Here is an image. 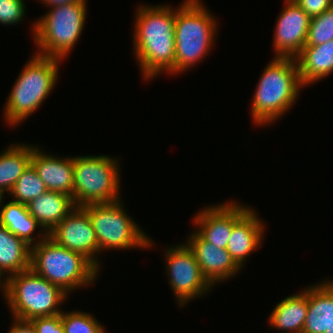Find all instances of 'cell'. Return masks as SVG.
Segmentation results:
<instances>
[{
	"mask_svg": "<svg viewBox=\"0 0 333 333\" xmlns=\"http://www.w3.org/2000/svg\"><path fill=\"white\" fill-rule=\"evenodd\" d=\"M135 15V60L143 80L153 81L175 67V8L166 4L138 5Z\"/></svg>",
	"mask_w": 333,
	"mask_h": 333,
	"instance_id": "cell-1",
	"label": "cell"
},
{
	"mask_svg": "<svg viewBox=\"0 0 333 333\" xmlns=\"http://www.w3.org/2000/svg\"><path fill=\"white\" fill-rule=\"evenodd\" d=\"M304 85L294 58L273 57L256 86L251 116L257 126L279 120L297 101Z\"/></svg>",
	"mask_w": 333,
	"mask_h": 333,
	"instance_id": "cell-2",
	"label": "cell"
},
{
	"mask_svg": "<svg viewBox=\"0 0 333 333\" xmlns=\"http://www.w3.org/2000/svg\"><path fill=\"white\" fill-rule=\"evenodd\" d=\"M201 0H184L175 8V67L169 75L187 72L209 54L217 35V19Z\"/></svg>",
	"mask_w": 333,
	"mask_h": 333,
	"instance_id": "cell-3",
	"label": "cell"
},
{
	"mask_svg": "<svg viewBox=\"0 0 333 333\" xmlns=\"http://www.w3.org/2000/svg\"><path fill=\"white\" fill-rule=\"evenodd\" d=\"M61 61L35 53L23 66L4 104V119L9 126H19L48 98L56 85Z\"/></svg>",
	"mask_w": 333,
	"mask_h": 333,
	"instance_id": "cell-4",
	"label": "cell"
},
{
	"mask_svg": "<svg viewBox=\"0 0 333 333\" xmlns=\"http://www.w3.org/2000/svg\"><path fill=\"white\" fill-rule=\"evenodd\" d=\"M30 268L68 295L94 284L101 271L88 258L58 245L48 235L31 247Z\"/></svg>",
	"mask_w": 333,
	"mask_h": 333,
	"instance_id": "cell-5",
	"label": "cell"
},
{
	"mask_svg": "<svg viewBox=\"0 0 333 333\" xmlns=\"http://www.w3.org/2000/svg\"><path fill=\"white\" fill-rule=\"evenodd\" d=\"M86 0L49 9L32 27L36 54L64 60L77 44L85 26Z\"/></svg>",
	"mask_w": 333,
	"mask_h": 333,
	"instance_id": "cell-6",
	"label": "cell"
},
{
	"mask_svg": "<svg viewBox=\"0 0 333 333\" xmlns=\"http://www.w3.org/2000/svg\"><path fill=\"white\" fill-rule=\"evenodd\" d=\"M75 206L120 201V165L108 155L73 156Z\"/></svg>",
	"mask_w": 333,
	"mask_h": 333,
	"instance_id": "cell-7",
	"label": "cell"
},
{
	"mask_svg": "<svg viewBox=\"0 0 333 333\" xmlns=\"http://www.w3.org/2000/svg\"><path fill=\"white\" fill-rule=\"evenodd\" d=\"M8 296L5 301L12 316L23 320L54 316L68 294L59 286L37 275L31 268L9 276Z\"/></svg>",
	"mask_w": 333,
	"mask_h": 333,
	"instance_id": "cell-8",
	"label": "cell"
},
{
	"mask_svg": "<svg viewBox=\"0 0 333 333\" xmlns=\"http://www.w3.org/2000/svg\"><path fill=\"white\" fill-rule=\"evenodd\" d=\"M122 201L87 204L82 206L88 213L98 240V253L105 250L146 249L155 246L145 231L134 222Z\"/></svg>",
	"mask_w": 333,
	"mask_h": 333,
	"instance_id": "cell-9",
	"label": "cell"
},
{
	"mask_svg": "<svg viewBox=\"0 0 333 333\" xmlns=\"http://www.w3.org/2000/svg\"><path fill=\"white\" fill-rule=\"evenodd\" d=\"M166 274L174 292L176 303L181 307L194 298L210 292L213 286L203 276L194 252L186 243L165 250Z\"/></svg>",
	"mask_w": 333,
	"mask_h": 333,
	"instance_id": "cell-10",
	"label": "cell"
},
{
	"mask_svg": "<svg viewBox=\"0 0 333 333\" xmlns=\"http://www.w3.org/2000/svg\"><path fill=\"white\" fill-rule=\"evenodd\" d=\"M58 245L88 258L99 270L98 240L88 213L82 206L74 209L48 233Z\"/></svg>",
	"mask_w": 333,
	"mask_h": 333,
	"instance_id": "cell-11",
	"label": "cell"
},
{
	"mask_svg": "<svg viewBox=\"0 0 333 333\" xmlns=\"http://www.w3.org/2000/svg\"><path fill=\"white\" fill-rule=\"evenodd\" d=\"M251 208L236 201L204 207L193 217L195 231L215 247L226 249L233 226Z\"/></svg>",
	"mask_w": 333,
	"mask_h": 333,
	"instance_id": "cell-12",
	"label": "cell"
},
{
	"mask_svg": "<svg viewBox=\"0 0 333 333\" xmlns=\"http://www.w3.org/2000/svg\"><path fill=\"white\" fill-rule=\"evenodd\" d=\"M277 18L272 44L274 57L295 59L306 44L311 18L293 0L285 1Z\"/></svg>",
	"mask_w": 333,
	"mask_h": 333,
	"instance_id": "cell-13",
	"label": "cell"
},
{
	"mask_svg": "<svg viewBox=\"0 0 333 333\" xmlns=\"http://www.w3.org/2000/svg\"><path fill=\"white\" fill-rule=\"evenodd\" d=\"M187 238L185 243L194 252L203 276L213 287L243 270L235 263L226 249L215 247L212 243L205 241L195 229Z\"/></svg>",
	"mask_w": 333,
	"mask_h": 333,
	"instance_id": "cell-14",
	"label": "cell"
},
{
	"mask_svg": "<svg viewBox=\"0 0 333 333\" xmlns=\"http://www.w3.org/2000/svg\"><path fill=\"white\" fill-rule=\"evenodd\" d=\"M40 149V146H33L31 165L44 182L47 190L67 194L73 199V157L59 158L58 156L44 153Z\"/></svg>",
	"mask_w": 333,
	"mask_h": 333,
	"instance_id": "cell-15",
	"label": "cell"
},
{
	"mask_svg": "<svg viewBox=\"0 0 333 333\" xmlns=\"http://www.w3.org/2000/svg\"><path fill=\"white\" fill-rule=\"evenodd\" d=\"M252 208L233 226L226 250L242 269L245 260L263 243L265 224Z\"/></svg>",
	"mask_w": 333,
	"mask_h": 333,
	"instance_id": "cell-16",
	"label": "cell"
},
{
	"mask_svg": "<svg viewBox=\"0 0 333 333\" xmlns=\"http://www.w3.org/2000/svg\"><path fill=\"white\" fill-rule=\"evenodd\" d=\"M333 322V280L308 286V312L302 333H325Z\"/></svg>",
	"mask_w": 333,
	"mask_h": 333,
	"instance_id": "cell-17",
	"label": "cell"
},
{
	"mask_svg": "<svg viewBox=\"0 0 333 333\" xmlns=\"http://www.w3.org/2000/svg\"><path fill=\"white\" fill-rule=\"evenodd\" d=\"M75 207L71 196L47 190L35 198L27 208L37 223L48 234L53 230Z\"/></svg>",
	"mask_w": 333,
	"mask_h": 333,
	"instance_id": "cell-18",
	"label": "cell"
},
{
	"mask_svg": "<svg viewBox=\"0 0 333 333\" xmlns=\"http://www.w3.org/2000/svg\"><path fill=\"white\" fill-rule=\"evenodd\" d=\"M304 87L333 73V40L317 46H304L295 58Z\"/></svg>",
	"mask_w": 333,
	"mask_h": 333,
	"instance_id": "cell-19",
	"label": "cell"
},
{
	"mask_svg": "<svg viewBox=\"0 0 333 333\" xmlns=\"http://www.w3.org/2000/svg\"><path fill=\"white\" fill-rule=\"evenodd\" d=\"M308 312V287L290 295L275 305L268 323L282 333H302Z\"/></svg>",
	"mask_w": 333,
	"mask_h": 333,
	"instance_id": "cell-20",
	"label": "cell"
},
{
	"mask_svg": "<svg viewBox=\"0 0 333 333\" xmlns=\"http://www.w3.org/2000/svg\"><path fill=\"white\" fill-rule=\"evenodd\" d=\"M4 198L0 202V224L31 247L38 244L48 235L37 223V220L29 213L27 205L12 200L6 204H2L4 203ZM38 228L42 231L37 234L38 238H36V236H33V233L35 234ZM34 240L36 241L34 242Z\"/></svg>",
	"mask_w": 333,
	"mask_h": 333,
	"instance_id": "cell-21",
	"label": "cell"
},
{
	"mask_svg": "<svg viewBox=\"0 0 333 333\" xmlns=\"http://www.w3.org/2000/svg\"><path fill=\"white\" fill-rule=\"evenodd\" d=\"M30 266L31 246L0 224V270L9 277Z\"/></svg>",
	"mask_w": 333,
	"mask_h": 333,
	"instance_id": "cell-22",
	"label": "cell"
},
{
	"mask_svg": "<svg viewBox=\"0 0 333 333\" xmlns=\"http://www.w3.org/2000/svg\"><path fill=\"white\" fill-rule=\"evenodd\" d=\"M10 144L0 152V193H9L17 179L31 164L33 145Z\"/></svg>",
	"mask_w": 333,
	"mask_h": 333,
	"instance_id": "cell-23",
	"label": "cell"
},
{
	"mask_svg": "<svg viewBox=\"0 0 333 333\" xmlns=\"http://www.w3.org/2000/svg\"><path fill=\"white\" fill-rule=\"evenodd\" d=\"M46 191L47 188L44 182L30 164L7 195L12 196V201L27 205Z\"/></svg>",
	"mask_w": 333,
	"mask_h": 333,
	"instance_id": "cell-24",
	"label": "cell"
},
{
	"mask_svg": "<svg viewBox=\"0 0 333 333\" xmlns=\"http://www.w3.org/2000/svg\"><path fill=\"white\" fill-rule=\"evenodd\" d=\"M61 321L65 333H106L103 325L89 312L64 311Z\"/></svg>",
	"mask_w": 333,
	"mask_h": 333,
	"instance_id": "cell-25",
	"label": "cell"
},
{
	"mask_svg": "<svg viewBox=\"0 0 333 333\" xmlns=\"http://www.w3.org/2000/svg\"><path fill=\"white\" fill-rule=\"evenodd\" d=\"M333 40V6L311 18L305 46H317Z\"/></svg>",
	"mask_w": 333,
	"mask_h": 333,
	"instance_id": "cell-26",
	"label": "cell"
},
{
	"mask_svg": "<svg viewBox=\"0 0 333 333\" xmlns=\"http://www.w3.org/2000/svg\"><path fill=\"white\" fill-rule=\"evenodd\" d=\"M25 9V0H0V24H20L25 19Z\"/></svg>",
	"mask_w": 333,
	"mask_h": 333,
	"instance_id": "cell-27",
	"label": "cell"
},
{
	"mask_svg": "<svg viewBox=\"0 0 333 333\" xmlns=\"http://www.w3.org/2000/svg\"><path fill=\"white\" fill-rule=\"evenodd\" d=\"M31 321L36 333H65L61 313L54 316L35 317Z\"/></svg>",
	"mask_w": 333,
	"mask_h": 333,
	"instance_id": "cell-28",
	"label": "cell"
},
{
	"mask_svg": "<svg viewBox=\"0 0 333 333\" xmlns=\"http://www.w3.org/2000/svg\"><path fill=\"white\" fill-rule=\"evenodd\" d=\"M310 17H316L333 6V0H293Z\"/></svg>",
	"mask_w": 333,
	"mask_h": 333,
	"instance_id": "cell-29",
	"label": "cell"
},
{
	"mask_svg": "<svg viewBox=\"0 0 333 333\" xmlns=\"http://www.w3.org/2000/svg\"><path fill=\"white\" fill-rule=\"evenodd\" d=\"M13 325L9 329L8 333H36L35 326L31 320H23L19 318L12 317Z\"/></svg>",
	"mask_w": 333,
	"mask_h": 333,
	"instance_id": "cell-30",
	"label": "cell"
},
{
	"mask_svg": "<svg viewBox=\"0 0 333 333\" xmlns=\"http://www.w3.org/2000/svg\"><path fill=\"white\" fill-rule=\"evenodd\" d=\"M39 1H41V3H43L48 8H50V7L54 8V7L68 4V3H74V2H79V1H83V0H39Z\"/></svg>",
	"mask_w": 333,
	"mask_h": 333,
	"instance_id": "cell-31",
	"label": "cell"
},
{
	"mask_svg": "<svg viewBox=\"0 0 333 333\" xmlns=\"http://www.w3.org/2000/svg\"><path fill=\"white\" fill-rule=\"evenodd\" d=\"M5 273L0 270V288L2 289V295H4L5 300H7L8 296V285H9V277L4 275ZM5 276V278H4ZM3 277V279H2ZM3 281V282H2Z\"/></svg>",
	"mask_w": 333,
	"mask_h": 333,
	"instance_id": "cell-32",
	"label": "cell"
},
{
	"mask_svg": "<svg viewBox=\"0 0 333 333\" xmlns=\"http://www.w3.org/2000/svg\"><path fill=\"white\" fill-rule=\"evenodd\" d=\"M325 333H333V322L331 323L329 329H327Z\"/></svg>",
	"mask_w": 333,
	"mask_h": 333,
	"instance_id": "cell-33",
	"label": "cell"
},
{
	"mask_svg": "<svg viewBox=\"0 0 333 333\" xmlns=\"http://www.w3.org/2000/svg\"><path fill=\"white\" fill-rule=\"evenodd\" d=\"M4 196L0 193V202H1V199L3 198Z\"/></svg>",
	"mask_w": 333,
	"mask_h": 333,
	"instance_id": "cell-34",
	"label": "cell"
}]
</instances>
